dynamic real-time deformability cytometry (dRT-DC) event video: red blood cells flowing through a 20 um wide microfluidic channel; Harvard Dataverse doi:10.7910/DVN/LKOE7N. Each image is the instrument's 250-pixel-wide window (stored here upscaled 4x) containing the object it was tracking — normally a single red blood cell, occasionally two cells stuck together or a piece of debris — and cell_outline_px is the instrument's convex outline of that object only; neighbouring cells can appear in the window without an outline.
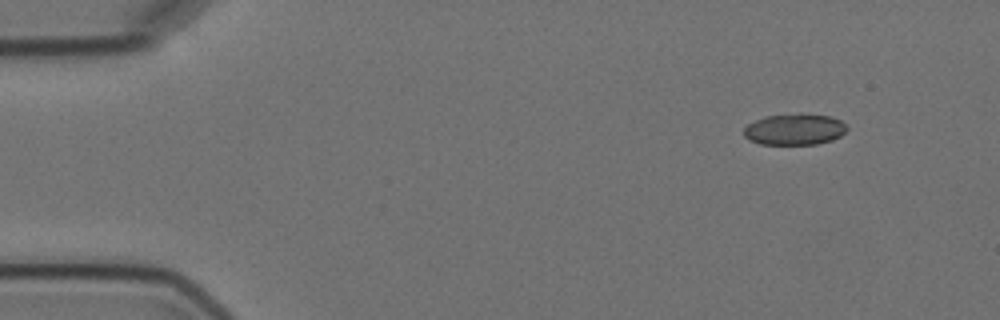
{"species": "Egyptian fruit bat (a non-hibernating species)", "species_latin": "Rousettus aegyptiacus", "temperature_condition": "cold", "stored_images_in_passage": 4, "camera_frame_rate_fps": 3000, "um_per_image_px": 0.085, "animal": {"sex": "female"}, "frame": {"image": 1, "passage_image": 1, "time_ms": 0.0, "image_size_px": [1000, 320], "cell_outline_px": [[848, 128], [840, 136], [832, 140], [816, 144], [760, 144], [748, 140], [744, 136], [744, 128], [748, 124], [764, 116], [800, 112], [832, 116], [840, 120]], "centroid_in_image_um": [67.53, 10.97], "position_along_channel_um": 17.5, "area_um2": 19.07}}
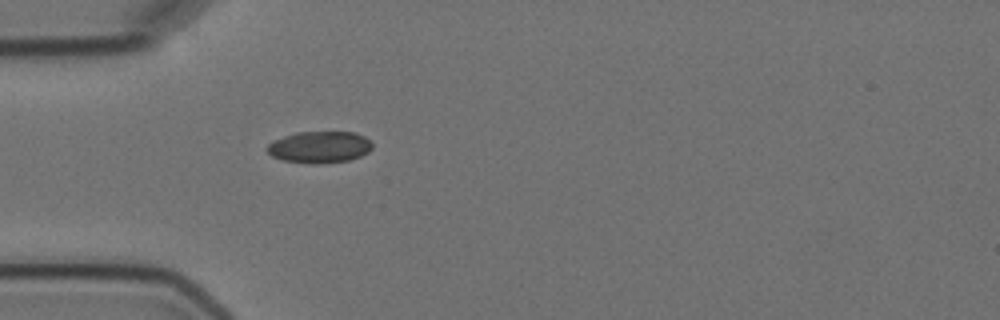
{"frame": {"image": 2, "passage_image": 4, "time_ms": 3.667, "image_size_px": [1000, 320], "cell_outline_px": [[372, 148], [368, 152], [360, 156], [348, 160], [308, 164], [284, 160], [272, 156], [264, 148], [272, 140], [296, 132], [356, 132], [364, 136], [372, 144]], "centroid_in_image_um": [27.12, 12.49], "position_along_channel_um": 57.9, "area_um2": 19.36}}